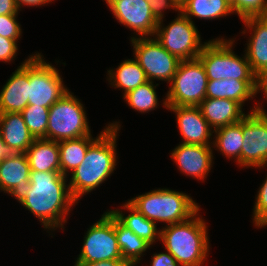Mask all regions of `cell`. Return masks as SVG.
Returning <instances> with one entry per match:
<instances>
[{
  "instance_id": "33",
  "label": "cell",
  "mask_w": 267,
  "mask_h": 266,
  "mask_svg": "<svg viewBox=\"0 0 267 266\" xmlns=\"http://www.w3.org/2000/svg\"><path fill=\"white\" fill-rule=\"evenodd\" d=\"M18 15L0 16V36L12 40H20L22 35L21 25L17 20Z\"/></svg>"
},
{
  "instance_id": "34",
  "label": "cell",
  "mask_w": 267,
  "mask_h": 266,
  "mask_svg": "<svg viewBox=\"0 0 267 266\" xmlns=\"http://www.w3.org/2000/svg\"><path fill=\"white\" fill-rule=\"evenodd\" d=\"M18 40L8 39L0 36V62L10 63L18 54Z\"/></svg>"
},
{
  "instance_id": "37",
  "label": "cell",
  "mask_w": 267,
  "mask_h": 266,
  "mask_svg": "<svg viewBox=\"0 0 267 266\" xmlns=\"http://www.w3.org/2000/svg\"><path fill=\"white\" fill-rule=\"evenodd\" d=\"M258 93H263V97L267 101V68L256 75L255 95Z\"/></svg>"
},
{
  "instance_id": "3",
  "label": "cell",
  "mask_w": 267,
  "mask_h": 266,
  "mask_svg": "<svg viewBox=\"0 0 267 266\" xmlns=\"http://www.w3.org/2000/svg\"><path fill=\"white\" fill-rule=\"evenodd\" d=\"M200 209L188 220L163 226L160 241L181 266H203L210 251L206 221Z\"/></svg>"
},
{
  "instance_id": "42",
  "label": "cell",
  "mask_w": 267,
  "mask_h": 266,
  "mask_svg": "<svg viewBox=\"0 0 267 266\" xmlns=\"http://www.w3.org/2000/svg\"><path fill=\"white\" fill-rule=\"evenodd\" d=\"M187 1L188 0H174V2L178 5L179 8H182Z\"/></svg>"
},
{
  "instance_id": "21",
  "label": "cell",
  "mask_w": 267,
  "mask_h": 266,
  "mask_svg": "<svg viewBox=\"0 0 267 266\" xmlns=\"http://www.w3.org/2000/svg\"><path fill=\"white\" fill-rule=\"evenodd\" d=\"M255 88L256 80H212L207 83L206 98L230 99L243 107L246 101L256 97Z\"/></svg>"
},
{
  "instance_id": "6",
  "label": "cell",
  "mask_w": 267,
  "mask_h": 266,
  "mask_svg": "<svg viewBox=\"0 0 267 266\" xmlns=\"http://www.w3.org/2000/svg\"><path fill=\"white\" fill-rule=\"evenodd\" d=\"M91 134L85 107L68 91L49 108L46 140L61 141Z\"/></svg>"
},
{
  "instance_id": "30",
  "label": "cell",
  "mask_w": 267,
  "mask_h": 266,
  "mask_svg": "<svg viewBox=\"0 0 267 266\" xmlns=\"http://www.w3.org/2000/svg\"><path fill=\"white\" fill-rule=\"evenodd\" d=\"M21 115L29 132L35 139H46L49 108L27 105Z\"/></svg>"
},
{
  "instance_id": "23",
  "label": "cell",
  "mask_w": 267,
  "mask_h": 266,
  "mask_svg": "<svg viewBox=\"0 0 267 266\" xmlns=\"http://www.w3.org/2000/svg\"><path fill=\"white\" fill-rule=\"evenodd\" d=\"M25 153L30 171L60 172V151L57 141L35 139Z\"/></svg>"
},
{
  "instance_id": "15",
  "label": "cell",
  "mask_w": 267,
  "mask_h": 266,
  "mask_svg": "<svg viewBox=\"0 0 267 266\" xmlns=\"http://www.w3.org/2000/svg\"><path fill=\"white\" fill-rule=\"evenodd\" d=\"M174 112L176 123L184 144L212 145L213 129L203 117L199 106H167ZM211 138V140H210Z\"/></svg>"
},
{
  "instance_id": "41",
  "label": "cell",
  "mask_w": 267,
  "mask_h": 266,
  "mask_svg": "<svg viewBox=\"0 0 267 266\" xmlns=\"http://www.w3.org/2000/svg\"><path fill=\"white\" fill-rule=\"evenodd\" d=\"M10 154L0 133V162Z\"/></svg>"
},
{
  "instance_id": "31",
  "label": "cell",
  "mask_w": 267,
  "mask_h": 266,
  "mask_svg": "<svg viewBox=\"0 0 267 266\" xmlns=\"http://www.w3.org/2000/svg\"><path fill=\"white\" fill-rule=\"evenodd\" d=\"M230 5L239 19L267 15V0H230Z\"/></svg>"
},
{
  "instance_id": "9",
  "label": "cell",
  "mask_w": 267,
  "mask_h": 266,
  "mask_svg": "<svg viewBox=\"0 0 267 266\" xmlns=\"http://www.w3.org/2000/svg\"><path fill=\"white\" fill-rule=\"evenodd\" d=\"M35 53L29 56L28 105L50 108L69 89L63 83L60 70L45 61L41 53Z\"/></svg>"
},
{
  "instance_id": "10",
  "label": "cell",
  "mask_w": 267,
  "mask_h": 266,
  "mask_svg": "<svg viewBox=\"0 0 267 266\" xmlns=\"http://www.w3.org/2000/svg\"><path fill=\"white\" fill-rule=\"evenodd\" d=\"M87 229L76 261L91 263L123 260L115 233V217L109 211L104 212L101 218Z\"/></svg>"
},
{
  "instance_id": "1",
  "label": "cell",
  "mask_w": 267,
  "mask_h": 266,
  "mask_svg": "<svg viewBox=\"0 0 267 266\" xmlns=\"http://www.w3.org/2000/svg\"><path fill=\"white\" fill-rule=\"evenodd\" d=\"M67 182L68 177L61 172L30 171L29 183L15 199L38 218L47 232L62 230L67 223L66 217L78 203Z\"/></svg>"
},
{
  "instance_id": "5",
  "label": "cell",
  "mask_w": 267,
  "mask_h": 266,
  "mask_svg": "<svg viewBox=\"0 0 267 266\" xmlns=\"http://www.w3.org/2000/svg\"><path fill=\"white\" fill-rule=\"evenodd\" d=\"M235 38L217 37L206 42L198 59L203 64L208 81L219 79L256 80L246 55L240 57L232 50Z\"/></svg>"
},
{
  "instance_id": "40",
  "label": "cell",
  "mask_w": 267,
  "mask_h": 266,
  "mask_svg": "<svg viewBox=\"0 0 267 266\" xmlns=\"http://www.w3.org/2000/svg\"><path fill=\"white\" fill-rule=\"evenodd\" d=\"M15 4L17 5L19 11L24 6L28 7H38V6H44L45 4L51 3L54 0H14ZM24 5V6H23Z\"/></svg>"
},
{
  "instance_id": "39",
  "label": "cell",
  "mask_w": 267,
  "mask_h": 266,
  "mask_svg": "<svg viewBox=\"0 0 267 266\" xmlns=\"http://www.w3.org/2000/svg\"><path fill=\"white\" fill-rule=\"evenodd\" d=\"M74 266H129L124 260H105L99 262H78L75 261Z\"/></svg>"
},
{
  "instance_id": "25",
  "label": "cell",
  "mask_w": 267,
  "mask_h": 266,
  "mask_svg": "<svg viewBox=\"0 0 267 266\" xmlns=\"http://www.w3.org/2000/svg\"><path fill=\"white\" fill-rule=\"evenodd\" d=\"M107 76L110 86L122 89L123 96L148 82L145 71L134 58L125 59L117 68L107 70Z\"/></svg>"
},
{
  "instance_id": "17",
  "label": "cell",
  "mask_w": 267,
  "mask_h": 266,
  "mask_svg": "<svg viewBox=\"0 0 267 266\" xmlns=\"http://www.w3.org/2000/svg\"><path fill=\"white\" fill-rule=\"evenodd\" d=\"M246 27L241 32H251L246 44L245 55L255 75L267 68V15L250 16L241 19Z\"/></svg>"
},
{
  "instance_id": "11",
  "label": "cell",
  "mask_w": 267,
  "mask_h": 266,
  "mask_svg": "<svg viewBox=\"0 0 267 266\" xmlns=\"http://www.w3.org/2000/svg\"><path fill=\"white\" fill-rule=\"evenodd\" d=\"M253 106L242 119L241 167L262 169L267 166V111L261 102Z\"/></svg>"
},
{
  "instance_id": "20",
  "label": "cell",
  "mask_w": 267,
  "mask_h": 266,
  "mask_svg": "<svg viewBox=\"0 0 267 266\" xmlns=\"http://www.w3.org/2000/svg\"><path fill=\"white\" fill-rule=\"evenodd\" d=\"M0 133L10 153H25L35 140L21 113H0Z\"/></svg>"
},
{
  "instance_id": "28",
  "label": "cell",
  "mask_w": 267,
  "mask_h": 266,
  "mask_svg": "<svg viewBox=\"0 0 267 266\" xmlns=\"http://www.w3.org/2000/svg\"><path fill=\"white\" fill-rule=\"evenodd\" d=\"M180 11L192 21V17L212 20L233 14L230 0H188Z\"/></svg>"
},
{
  "instance_id": "4",
  "label": "cell",
  "mask_w": 267,
  "mask_h": 266,
  "mask_svg": "<svg viewBox=\"0 0 267 266\" xmlns=\"http://www.w3.org/2000/svg\"><path fill=\"white\" fill-rule=\"evenodd\" d=\"M127 202L147 219L165 226L188 220L200 209L188 194L168 188L153 189Z\"/></svg>"
},
{
  "instance_id": "13",
  "label": "cell",
  "mask_w": 267,
  "mask_h": 266,
  "mask_svg": "<svg viewBox=\"0 0 267 266\" xmlns=\"http://www.w3.org/2000/svg\"><path fill=\"white\" fill-rule=\"evenodd\" d=\"M116 20L136 33L131 38L154 37L158 21L147 0H105Z\"/></svg>"
},
{
  "instance_id": "8",
  "label": "cell",
  "mask_w": 267,
  "mask_h": 266,
  "mask_svg": "<svg viewBox=\"0 0 267 266\" xmlns=\"http://www.w3.org/2000/svg\"><path fill=\"white\" fill-rule=\"evenodd\" d=\"M163 24L158 22L154 38L181 61L197 59L206 42L202 43L194 22L180 11L166 27Z\"/></svg>"
},
{
  "instance_id": "16",
  "label": "cell",
  "mask_w": 267,
  "mask_h": 266,
  "mask_svg": "<svg viewBox=\"0 0 267 266\" xmlns=\"http://www.w3.org/2000/svg\"><path fill=\"white\" fill-rule=\"evenodd\" d=\"M29 101V57L8 78L0 91V113H21Z\"/></svg>"
},
{
  "instance_id": "18",
  "label": "cell",
  "mask_w": 267,
  "mask_h": 266,
  "mask_svg": "<svg viewBox=\"0 0 267 266\" xmlns=\"http://www.w3.org/2000/svg\"><path fill=\"white\" fill-rule=\"evenodd\" d=\"M30 166L26 153H10L0 162V191L16 197L29 183Z\"/></svg>"
},
{
  "instance_id": "36",
  "label": "cell",
  "mask_w": 267,
  "mask_h": 266,
  "mask_svg": "<svg viewBox=\"0 0 267 266\" xmlns=\"http://www.w3.org/2000/svg\"><path fill=\"white\" fill-rule=\"evenodd\" d=\"M151 257L150 266H181L168 251L154 253Z\"/></svg>"
},
{
  "instance_id": "12",
  "label": "cell",
  "mask_w": 267,
  "mask_h": 266,
  "mask_svg": "<svg viewBox=\"0 0 267 266\" xmlns=\"http://www.w3.org/2000/svg\"><path fill=\"white\" fill-rule=\"evenodd\" d=\"M134 59L145 71L148 81H172L181 60L170 54L154 37L130 38Z\"/></svg>"
},
{
  "instance_id": "22",
  "label": "cell",
  "mask_w": 267,
  "mask_h": 266,
  "mask_svg": "<svg viewBox=\"0 0 267 266\" xmlns=\"http://www.w3.org/2000/svg\"><path fill=\"white\" fill-rule=\"evenodd\" d=\"M123 208V209H122ZM125 209V210H124ZM128 211L130 214L123 213ZM123 226L130 229L138 237L144 239L151 246L158 240L160 241V228L157 224L147 219L144 215L139 213L128 202H125L121 208L108 210Z\"/></svg>"
},
{
  "instance_id": "24",
  "label": "cell",
  "mask_w": 267,
  "mask_h": 266,
  "mask_svg": "<svg viewBox=\"0 0 267 266\" xmlns=\"http://www.w3.org/2000/svg\"><path fill=\"white\" fill-rule=\"evenodd\" d=\"M108 128H104L103 131L93 138L92 135L85 137L67 139L58 141L60 151V172L62 175L69 177V173H72L83 161L88 147Z\"/></svg>"
},
{
  "instance_id": "2",
  "label": "cell",
  "mask_w": 267,
  "mask_h": 266,
  "mask_svg": "<svg viewBox=\"0 0 267 266\" xmlns=\"http://www.w3.org/2000/svg\"><path fill=\"white\" fill-rule=\"evenodd\" d=\"M119 123L114 121L107 125L108 128L88 147L82 163L70 174L69 189L77 202L114 173L118 161Z\"/></svg>"
},
{
  "instance_id": "29",
  "label": "cell",
  "mask_w": 267,
  "mask_h": 266,
  "mask_svg": "<svg viewBox=\"0 0 267 266\" xmlns=\"http://www.w3.org/2000/svg\"><path fill=\"white\" fill-rule=\"evenodd\" d=\"M156 85L148 81L123 96L125 103L139 113H148L159 106Z\"/></svg>"
},
{
  "instance_id": "35",
  "label": "cell",
  "mask_w": 267,
  "mask_h": 266,
  "mask_svg": "<svg viewBox=\"0 0 267 266\" xmlns=\"http://www.w3.org/2000/svg\"><path fill=\"white\" fill-rule=\"evenodd\" d=\"M147 2L150 5L154 18L158 22L162 21L165 18L164 11L167 9H172L176 12H180V8L174 2V0H147Z\"/></svg>"
},
{
  "instance_id": "19",
  "label": "cell",
  "mask_w": 267,
  "mask_h": 266,
  "mask_svg": "<svg viewBox=\"0 0 267 266\" xmlns=\"http://www.w3.org/2000/svg\"><path fill=\"white\" fill-rule=\"evenodd\" d=\"M199 108L213 130L238 123L247 115L238 102L230 99L205 98Z\"/></svg>"
},
{
  "instance_id": "27",
  "label": "cell",
  "mask_w": 267,
  "mask_h": 266,
  "mask_svg": "<svg viewBox=\"0 0 267 266\" xmlns=\"http://www.w3.org/2000/svg\"><path fill=\"white\" fill-rule=\"evenodd\" d=\"M115 233L122 258L129 266L138 265L145 255L144 253L152 247L144 239H141L130 229L123 226L116 218Z\"/></svg>"
},
{
  "instance_id": "26",
  "label": "cell",
  "mask_w": 267,
  "mask_h": 266,
  "mask_svg": "<svg viewBox=\"0 0 267 266\" xmlns=\"http://www.w3.org/2000/svg\"><path fill=\"white\" fill-rule=\"evenodd\" d=\"M212 148L220 151L227 159H234L241 168V148L243 146L242 120L213 131ZM215 139V140H214Z\"/></svg>"
},
{
  "instance_id": "7",
  "label": "cell",
  "mask_w": 267,
  "mask_h": 266,
  "mask_svg": "<svg viewBox=\"0 0 267 266\" xmlns=\"http://www.w3.org/2000/svg\"><path fill=\"white\" fill-rule=\"evenodd\" d=\"M208 77L201 61H180L163 99V106H199L206 98Z\"/></svg>"
},
{
  "instance_id": "38",
  "label": "cell",
  "mask_w": 267,
  "mask_h": 266,
  "mask_svg": "<svg viewBox=\"0 0 267 266\" xmlns=\"http://www.w3.org/2000/svg\"><path fill=\"white\" fill-rule=\"evenodd\" d=\"M19 9L14 0H0L1 15H18Z\"/></svg>"
},
{
  "instance_id": "32",
  "label": "cell",
  "mask_w": 267,
  "mask_h": 266,
  "mask_svg": "<svg viewBox=\"0 0 267 266\" xmlns=\"http://www.w3.org/2000/svg\"><path fill=\"white\" fill-rule=\"evenodd\" d=\"M253 208V223L257 228L267 226V176L259 187Z\"/></svg>"
},
{
  "instance_id": "14",
  "label": "cell",
  "mask_w": 267,
  "mask_h": 266,
  "mask_svg": "<svg viewBox=\"0 0 267 266\" xmlns=\"http://www.w3.org/2000/svg\"><path fill=\"white\" fill-rule=\"evenodd\" d=\"M170 154L181 173L202 182L207 178L214 162L212 145L180 143Z\"/></svg>"
}]
</instances>
